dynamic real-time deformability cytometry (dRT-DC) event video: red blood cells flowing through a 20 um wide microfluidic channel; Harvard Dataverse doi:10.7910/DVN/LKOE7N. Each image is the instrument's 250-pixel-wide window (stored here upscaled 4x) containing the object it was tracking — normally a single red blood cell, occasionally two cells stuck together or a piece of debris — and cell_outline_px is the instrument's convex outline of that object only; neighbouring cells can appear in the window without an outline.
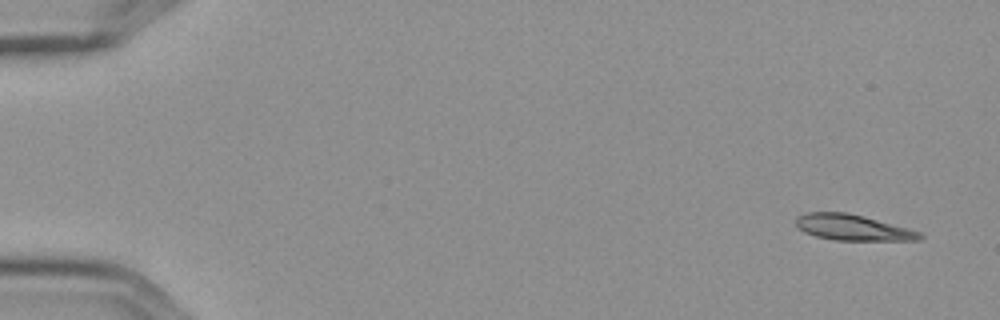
{"species": "Egyptian fruit bat (a non-hibernating species)", "species_latin": "Rousettus aegyptiacus", "temperature_condition": "cold", "stored_images_in_passage": 5, "camera_frame_rate_fps": 3000, "um_per_image_px": 0.085, "frame": {"image": 1, "passage_image": 1, "time_ms": 0.0, "image_size_px": [1000, 320], "cell_outline_px": [[924, 236], [920, 240], [836, 240], [816, 236], [804, 232], [796, 228], [796, 216], [808, 212], [848, 212], [864, 216], [908, 228], [920, 232]], "centroid_in_image_um": [72.46, 19.33], "position_along_channel_um": 12.5, "area_um2": 18.67}}
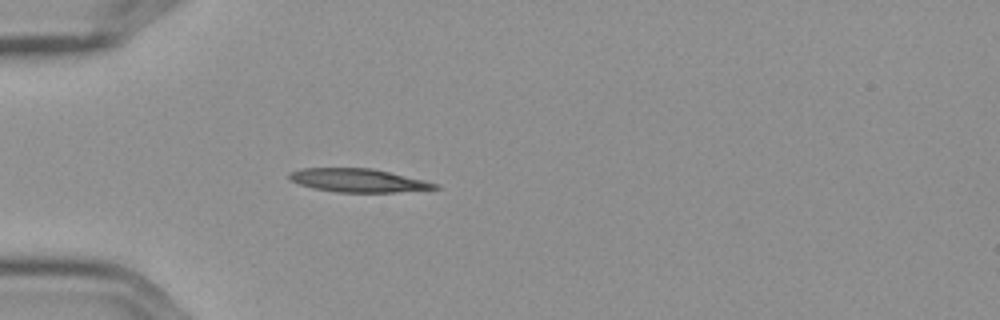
{"frame": {"image": 2, "passage_image": 5, "time_ms": 1.333, "image_size_px": [1000, 320], "cell_outline_px": [[440, 188], [396, 192], [336, 192], [312, 188], [288, 180], [288, 172], [304, 168], [372, 168], [440, 184]], "centroid_in_image_um": [30.4, 15.33], "position_along_channel_um": 54.6, "area_um2": 19.83}}